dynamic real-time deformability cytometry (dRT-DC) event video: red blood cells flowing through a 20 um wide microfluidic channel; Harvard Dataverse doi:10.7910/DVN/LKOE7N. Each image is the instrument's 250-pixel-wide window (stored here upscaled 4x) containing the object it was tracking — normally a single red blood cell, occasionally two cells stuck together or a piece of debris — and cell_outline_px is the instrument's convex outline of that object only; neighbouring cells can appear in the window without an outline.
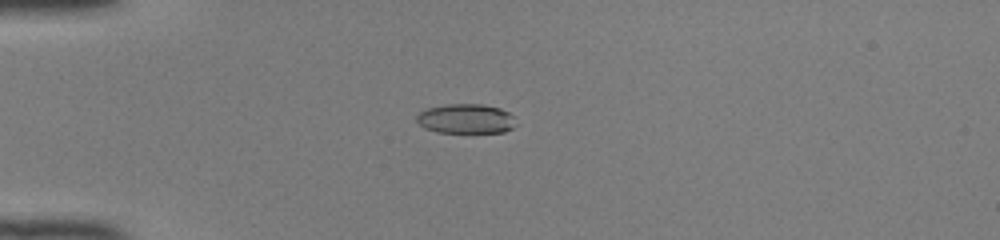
{"species": "common noctule bat (a hibernating species)", "species_latin": "Nyctalus noctula", "temperature_condition": "room temperature", "stored_images_in_passage": 45, "camera_frame_rate_fps": 3000, "um_per_image_px": 0.085, "animal": {"sex": "female", "body_mass_g": 22.0, "forearm_length_mm": 56.7}, "frame": {"image": 1, "passage_image": 9, "time_ms": 2.667, "image_size_px": [1000, 240], "cell_outline_px": [[516, 124], [512, 128], [504, 132], [436, 132], [424, 128], [416, 120], [416, 116], [420, 112], [428, 108], [448, 104], [484, 104], [500, 108], [508, 112], [512, 116]], "centroid_in_image_um": [39.6, 10.09], "position_along_channel_um": 45.4, "area_um2": 17.05}}
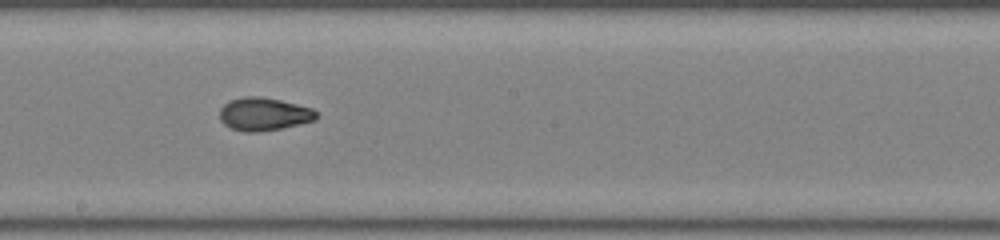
{"frame": {"image": 2, "passage_image": 24, "time_ms": 7.667, "image_size_px": [1000, 240], "cell_outline_px": [[316, 120], [280, 128], [256, 132], [244, 132], [232, 128], [224, 124], [220, 120], [220, 108], [228, 100], [244, 96], [260, 96], [280, 100], [312, 108], [316, 112]], "centroid_in_image_um": [22.39, 9.68], "position_along_channel_um": 225.8, "area_um2": 18.5}}
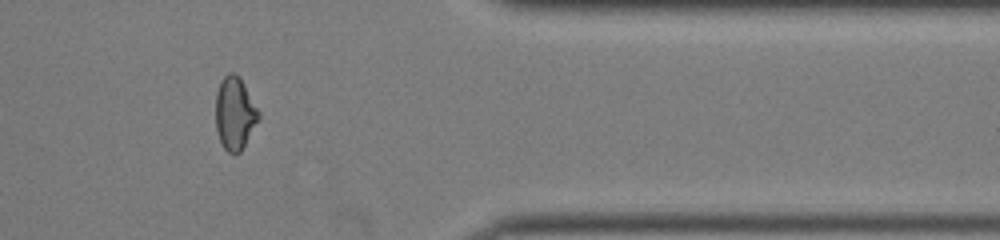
{"frame": {"image": 3, "passage_image": 37, "time_ms": 12.0, "image_size_px": [1000, 240], "cell_outline_px": [[260, 120], [240, 152], [236, 156], [228, 152], [224, 148], [220, 140], [216, 128], [216, 92], [220, 80], [228, 72], [232, 72], [240, 76], [260, 112]], "centroid_in_image_um": [19.97, 9.63], "position_along_channel_um": 391.4, "area_um2": 18.55}, "authors_computed_cell_mechanics": {"area_um2": 18.207, "velocity_mm_per_s": 4.1496, "shape_relaxation_time_tau1_ms": 8.8344, "shape_relaxation_time_tau2_ms": 0.9169, "deformation_change_tau1": 0.2644, "deformation_change_tau2": 0.0482}}